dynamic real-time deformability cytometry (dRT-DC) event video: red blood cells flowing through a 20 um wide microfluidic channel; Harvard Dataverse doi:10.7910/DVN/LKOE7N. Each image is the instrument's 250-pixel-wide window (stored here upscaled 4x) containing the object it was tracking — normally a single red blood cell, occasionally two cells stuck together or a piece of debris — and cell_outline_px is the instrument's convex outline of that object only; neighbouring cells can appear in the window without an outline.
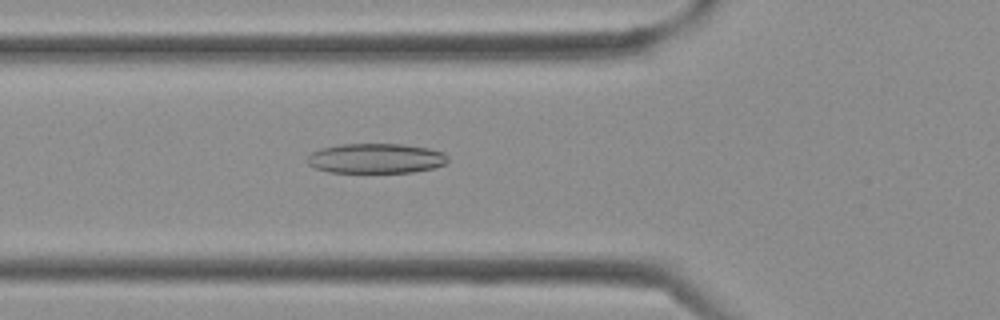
{"species": "Egyptian fruit bat (a non-hibernating species)", "species_latin": "Rousettus aegyptiacus", "temperature_condition": "cold", "stored_images_in_passage": 27, "camera_frame_rate_fps": 3000, "um_per_image_px": 0.085, "frame": {"image": 1, "passage_image": 3, "time_ms": 0.667, "image_size_px": [1000, 320], "cell_outline_px": [[448, 160], [444, 164], [432, 168], [412, 172], [328, 172], [316, 168], [308, 164], [308, 156], [312, 152], [324, 148], [340, 144], [404, 144], [428, 148], [444, 152], [448, 156]], "centroid_in_image_um": [31.97, 13.46], "position_along_channel_um": 93.8, "area_um2": 24.33}}
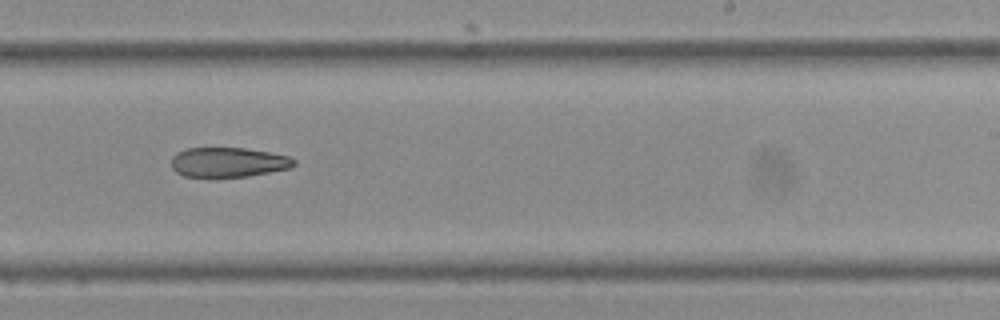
{"frame": {"image": 2, "passage_image": 13, "time_ms": 4.0, "image_size_px": [1000, 320], "cell_outline_px": [[296, 164], [288, 168], [248, 176], [184, 176], [176, 172], [172, 168], [172, 156], [176, 152], [184, 148], [244, 148], [268, 152], [288, 156], [296, 160]], "centroid_in_image_um": [19.37, 13.77], "position_along_channel_um": 269.6, "area_um2": 20.98}}
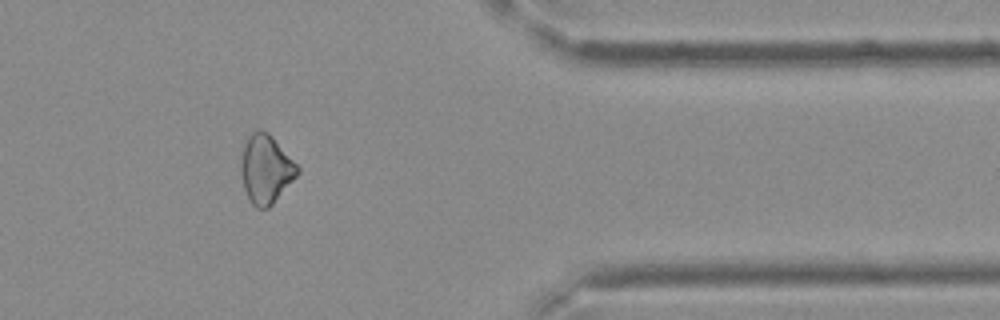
{"frame": {"image": 3, "passage_image": 21, "time_ms": 6.667, "image_size_px": [1000, 320], "cell_outline_px": [[300, 172], [272, 204], [268, 208], [256, 208], [252, 204], [244, 188], [240, 172], [240, 164], [244, 144], [248, 136], [256, 128], [260, 128], [268, 132], [272, 136], [300, 168]], "centroid_in_image_um": [22.58, 14.35], "position_along_channel_um": 388.8, "area_um2": 22.54}}